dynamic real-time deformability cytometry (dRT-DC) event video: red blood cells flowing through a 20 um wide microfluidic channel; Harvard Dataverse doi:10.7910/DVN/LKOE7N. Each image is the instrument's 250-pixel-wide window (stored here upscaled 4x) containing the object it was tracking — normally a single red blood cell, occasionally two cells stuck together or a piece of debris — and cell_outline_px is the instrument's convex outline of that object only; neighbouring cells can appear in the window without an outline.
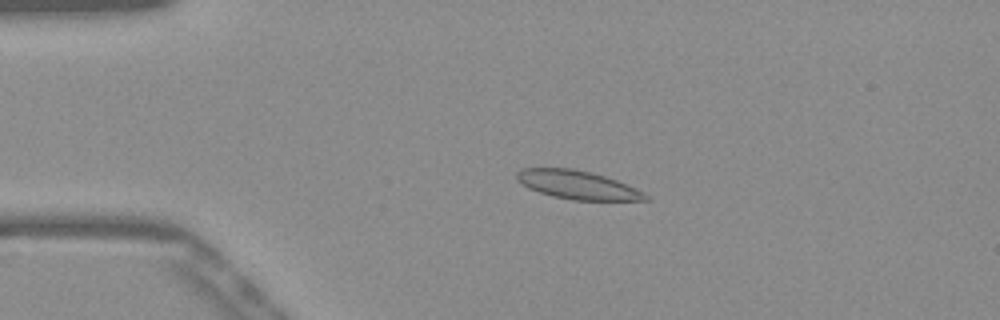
{"species": "Egyptian fruit bat (a non-hibernating species)", "species_latin": "Rousettus aegyptiacus", "temperature_condition": "warm", "stored_images_in_passage": 52, "camera_frame_rate_fps": 3000, "um_per_image_px": 0.085, "frame": {"image": 1, "passage_image": 11, "time_ms": 3.333, "image_size_px": [1000, 320], "cell_outline_px": [[652, 200], [572, 200], [552, 196], [528, 188], [516, 180], [516, 172], [520, 168], [572, 168], [604, 176], [616, 180], [636, 188], [644, 192]], "centroid_in_image_um": [49.07, 15.72], "position_along_channel_um": 35.9, "area_um2": 21.33}}
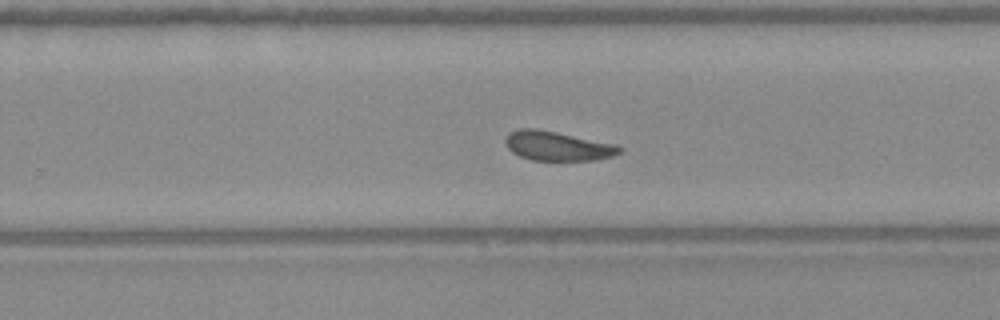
{"frame": {"image": 2, "passage_image": 33, "time_ms": 10.667, "image_size_px": [1000, 320], "cell_outline_px": [[624, 148], [620, 152], [612, 156], [596, 160], [532, 160], [520, 156], [512, 152], [508, 148], [504, 140], [508, 132], [520, 128], [536, 128], [616, 144]], "centroid_in_image_um": [47.37, 12.4], "position_along_channel_um": 282.4, "area_um2": 19.54}}
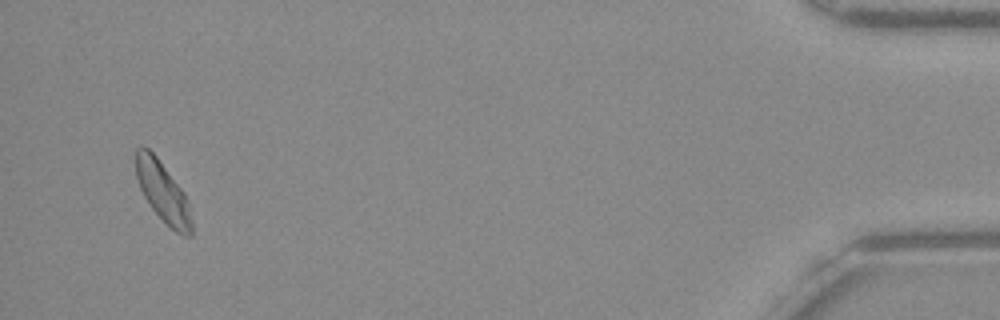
{"frame": {"image": 3, "passage_image": 50, "time_ms": 16.333, "image_size_px": [1000, 320], "cell_outline_px": [[192, 236], [184, 236], [176, 232], [152, 208], [144, 196], [136, 180], [136, 148], [140, 144], [148, 148], [156, 156], [184, 192], [188, 200], [192, 224]], "centroid_in_image_um": [13.84, 16.3], "position_along_channel_um": 421.4, "area_um2": 19.42}, "authors_computed_cell_mechanics": {"area_um2": 20.2878, "velocity_mm_per_s": 3.869, "shape_relaxation_time_tau1_ms": 6.2639, "shape_relaxation_time_tau2_ms": 2.5331, "deformation_change_tau1": 0.1432, "deformation_change_tau2": 0.0794}}